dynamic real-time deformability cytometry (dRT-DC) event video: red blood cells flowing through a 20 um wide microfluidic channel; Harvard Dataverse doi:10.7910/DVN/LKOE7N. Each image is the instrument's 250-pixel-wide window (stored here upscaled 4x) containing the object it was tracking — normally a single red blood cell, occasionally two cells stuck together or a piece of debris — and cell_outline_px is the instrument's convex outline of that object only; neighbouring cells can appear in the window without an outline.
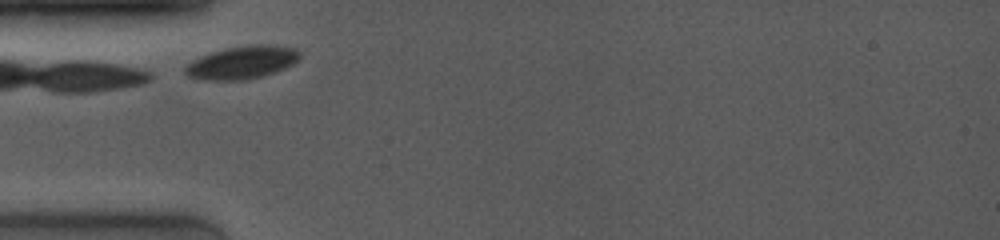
{"species": "common noctule bat (a hibernating species)", "species_latin": "Nyctalus noctula", "temperature_condition": "room temperature", "stored_images_in_passage": 13, "camera_frame_rate_fps": 4000, "um_per_image_px": 0.085, "animal": {"sex": "female", "body_mass_g": 19.0, "forearm_length_mm": 53.3}, "frame": {"image": 1, "passage_image": 1, "time_ms": 0.0, "image_size_px": [1000, 240], "cell_outline_px": [[300, 56], [292, 64], [284, 68], [264, 76], [244, 80], [208, 80], [188, 76], [184, 72], [184, 68], [188, 64], [200, 56], [212, 52], [228, 48], [248, 44], [272, 44], [296, 48], [300, 52]], "centroid_in_image_um": [20.6, 5.3], "position_along_channel_um": 64.4, "area_um2": 21.91}}
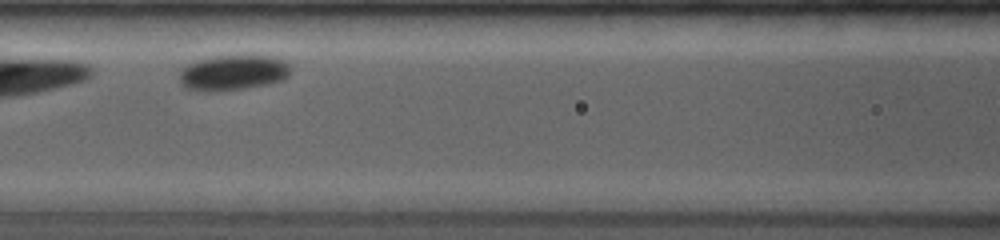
{"frame": {"image": 2, "passage_image": 8, "time_ms": 2.25, "image_size_px": [1000, 240], "cell_outline_px": [[292, 72], [284, 80], [244, 88], [216, 92], [204, 92], [184, 88], [180, 84], [180, 68], [196, 60], [216, 56], [272, 56], [284, 60], [288, 64]], "centroid_in_image_um": [19.77, 6.19], "position_along_channel_um": 146.8, "area_um2": 23.12}}
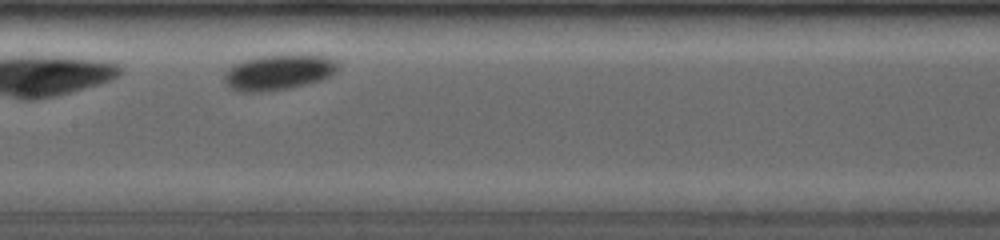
{"frame": {"image": 3, "passage_image": 11, "time_ms": 3.25, "image_size_px": [1000, 240], "cell_outline_px": [[336, 72], [332, 76], [308, 84], [268, 92], [236, 92], [228, 88], [224, 80], [224, 72], [232, 64], [244, 60], [260, 56], [300, 52], [324, 56], [336, 60]], "centroid_in_image_um": [23.65, 6.13], "position_along_channel_um": 183.7, "area_um2": 24.33}}